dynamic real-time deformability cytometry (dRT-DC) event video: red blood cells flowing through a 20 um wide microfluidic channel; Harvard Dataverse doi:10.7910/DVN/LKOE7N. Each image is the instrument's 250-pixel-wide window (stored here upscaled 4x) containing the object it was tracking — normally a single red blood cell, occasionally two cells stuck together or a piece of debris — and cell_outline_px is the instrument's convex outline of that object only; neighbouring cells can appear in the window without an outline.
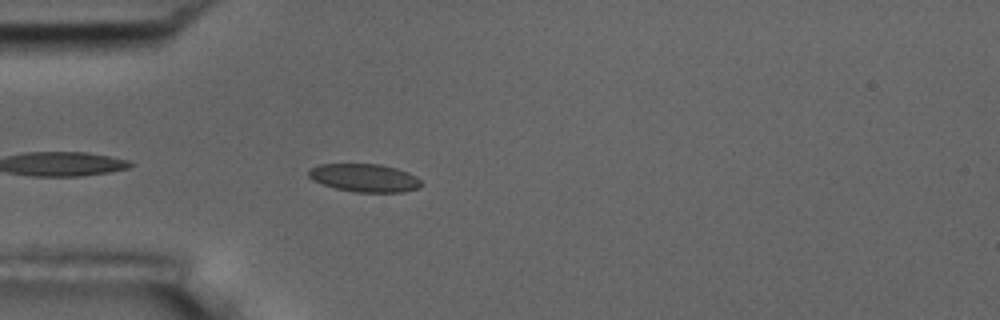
{"species": "common noctule bat (a hibernating species)", "species_latin": "Nyctalus noctula", "temperature_condition": "room temperature", "stored_images_in_passage": 12, "camera_frame_rate_fps": 3000, "um_per_image_px": 0.085, "animal": {"sex": "male", "body_mass_g": 17.5, "forearm_length_mm": 52.3}, "frame": {"image": 1, "passage_image": 3, "time_ms": 0.667, "image_size_px": [1000, 320], "cell_outline_px": [[424, 184], [420, 188], [404, 192], [356, 192], [336, 188], [312, 180], [308, 176], [308, 172], [312, 168], [320, 164], [380, 164], [396, 168], [408, 172], [416, 176]], "centroid_in_image_um": [31.03, 15.12], "position_along_channel_um": 54.0, "area_um2": 18.44}}